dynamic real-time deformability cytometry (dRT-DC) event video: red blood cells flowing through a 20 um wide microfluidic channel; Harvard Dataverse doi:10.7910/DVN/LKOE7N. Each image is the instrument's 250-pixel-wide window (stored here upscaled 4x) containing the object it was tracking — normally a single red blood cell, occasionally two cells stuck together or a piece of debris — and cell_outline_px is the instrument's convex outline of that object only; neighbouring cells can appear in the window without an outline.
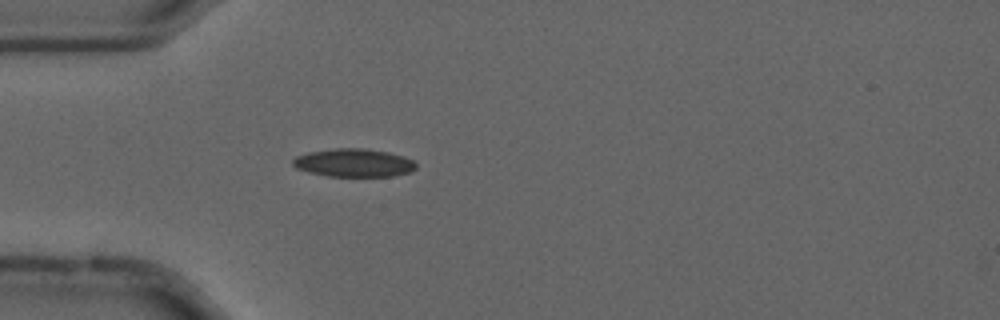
{"species": "common noctule bat (a hibernating species)", "species_latin": "Nyctalus noctula", "temperature_condition": "cold", "stored_images_in_passage": 54, "camera_frame_rate_fps": 3000, "um_per_image_px": 0.085, "animal": {"sex": "male", "forearm_length_mm": 52.5}, "frame": {"image": 1, "passage_image": 15, "time_ms": 4.667, "image_size_px": [1000, 320], "cell_outline_px": [[416, 168], [412, 172], [392, 176], [328, 176], [308, 172], [296, 168], [292, 164], [292, 160], [296, 156], [308, 152], [336, 148], [360, 148], [388, 152], [404, 156], [412, 160], [416, 164]], "centroid_in_image_um": [30.07, 13.84], "position_along_channel_um": 54.9, "area_um2": 20.23}}
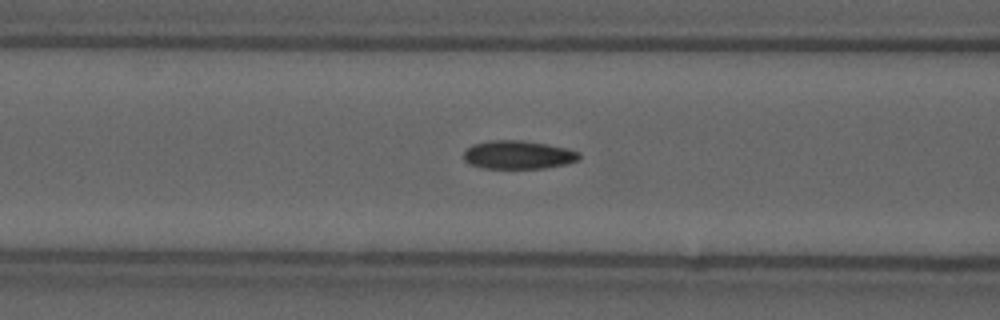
{"frame": {"image": 2, "passage_image": 21, "time_ms": 6.667, "image_size_px": [1000, 320], "cell_outline_px": [[580, 160], [568, 164], [544, 168], [480, 168], [468, 164], [464, 160], [464, 152], [472, 144], [492, 140], [524, 140], [568, 148], [580, 152]], "centroid_in_image_um": [44.06, 13.16], "position_along_channel_um": 122.5, "area_um2": 19.36}}
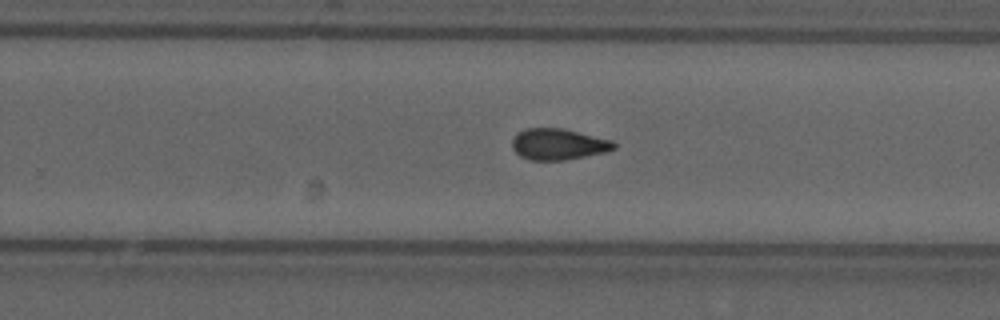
{"frame": {"image": 3, "passage_image": 34, "time_ms": 11.0, "image_size_px": [1000, 320], "cell_outline_px": [[616, 148], [608, 152], [564, 160], [528, 160], [520, 156], [512, 148], [512, 140], [516, 132], [528, 128], [560, 128], [612, 140], [616, 144]], "centroid_in_image_um": [47.45, 12.27], "position_along_channel_um": 282.4, "area_um2": 18.55}, "authors_computed_cell_mechanics": {"area_um2": 18.496, "velocity_mm_per_s": 3.6953, "shape_relaxation_time_tau1_ms": 7.8731, "shape_relaxation_time_tau2_ms": 3.3283, "deformation_change_tau1": 0.1634, "deformation_change_tau2": 0.091}}